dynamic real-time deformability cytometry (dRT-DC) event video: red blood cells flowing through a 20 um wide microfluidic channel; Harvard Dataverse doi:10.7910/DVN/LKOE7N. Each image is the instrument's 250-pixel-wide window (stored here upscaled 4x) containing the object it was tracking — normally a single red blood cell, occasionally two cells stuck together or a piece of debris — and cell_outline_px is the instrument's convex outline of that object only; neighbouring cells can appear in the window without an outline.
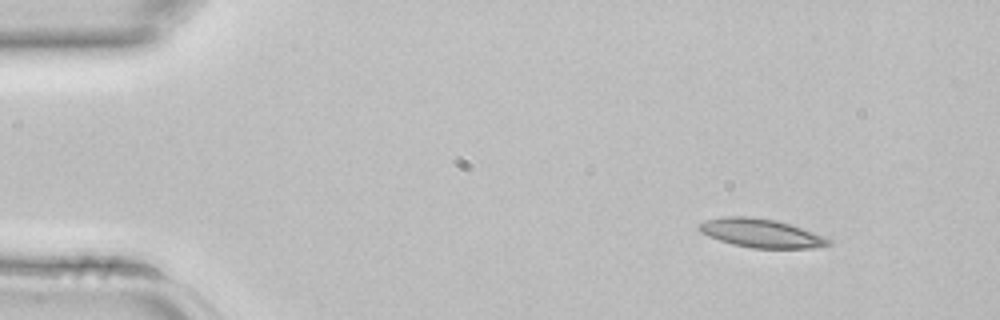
{"species": "common noctule bat (a hibernating species)", "species_latin": "Nyctalus noctula", "temperature_condition": "room temperature", "stored_images_in_passage": 2, "camera_frame_rate_fps": 3000, "um_per_image_px": 0.085, "animal": {"sex": "female", "body_mass_g": 22.7, "forearm_length_mm": 54.2}, "frame": {"image": 1, "passage_image": 1, "time_ms": 0.0, "image_size_px": [1000, 320], "cell_outline_px": [[832, 244], [808, 248], [752, 248], [732, 244], [708, 236], [700, 232], [700, 224], [708, 220], [720, 216], [748, 216], [776, 220], [812, 232], [832, 240]], "centroid_in_image_um": [64.67, 19.82], "position_along_channel_um": 20.3, "area_um2": 21.27}}
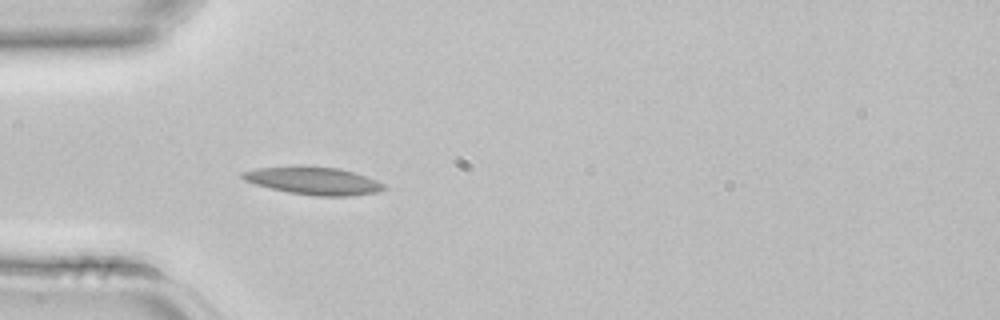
{"frame": {"image": 2, "passage_image": 2, "time_ms": 0.333, "image_size_px": [1000, 320], "cell_outline_px": [[388, 188], [376, 192], [348, 196], [316, 196], [288, 192], [256, 184], [244, 180], [240, 176], [240, 172], [256, 168], [340, 168], [376, 180], [384, 184]], "centroid_in_image_um": [26.67, 15.4], "position_along_channel_um": 58.3, "area_um2": 21.91}}